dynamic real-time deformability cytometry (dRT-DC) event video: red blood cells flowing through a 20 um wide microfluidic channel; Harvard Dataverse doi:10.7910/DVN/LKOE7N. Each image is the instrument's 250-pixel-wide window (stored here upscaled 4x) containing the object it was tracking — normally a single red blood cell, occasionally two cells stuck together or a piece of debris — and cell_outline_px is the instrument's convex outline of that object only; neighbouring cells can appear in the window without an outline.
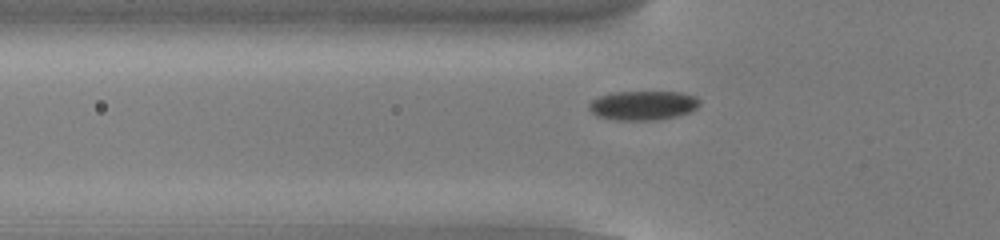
{"species": "common noctule bat (a hibernating species)", "species_latin": "Nyctalus noctula", "temperature_condition": "cold", "stored_images_in_passage": 45, "camera_frame_rate_fps": 3000, "um_per_image_px": 0.085, "animal": {"sex": "male", "body_mass_g": 13.0, "forearm_length_mm": 53.1}, "frame": {"image": 1, "passage_image": 9, "time_ms": 2.667, "image_size_px": [1000, 240], "cell_outline_px": [[700, 104], [692, 112], [676, 116], [656, 120], [616, 120], [596, 116], [588, 108], [588, 104], [592, 100], [600, 96], [616, 92], [680, 92], [696, 96], [700, 100]], "centroid_in_image_um": [54.67, 8.96], "position_along_channel_um": 71.1, "area_um2": 18.96}}
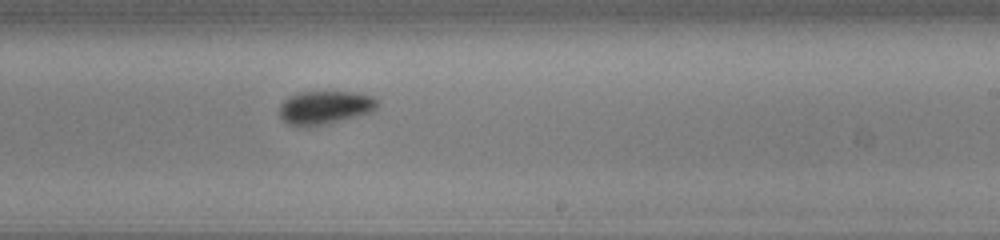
{"frame": {"image": 2, "passage_image": 24, "time_ms": 7.667, "image_size_px": [1000, 240], "cell_outline_px": [[380, 100], [376, 108], [372, 112], [328, 124], [308, 128], [304, 128], [288, 124], [280, 120], [280, 104], [288, 96], [300, 92], [352, 92], [372, 96]], "centroid_in_image_um": [27.59, 9.16], "position_along_channel_um": 261.4, "area_um2": 19.48}}
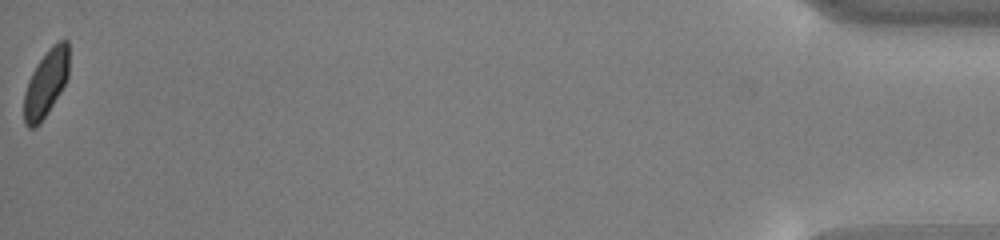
{"frame": {"image": 3, "passage_image": 45, "time_ms": 14.667, "image_size_px": [1000, 240], "cell_outline_px": [[68, 76], [64, 84], [48, 112], [40, 124], [32, 128], [28, 128], [24, 124], [24, 92], [28, 80], [36, 64], [48, 48], [52, 44], [60, 40], [68, 40]], "centroid_in_image_um": [3.88, 7.07], "position_along_channel_um": 431.3, "area_um2": 17.51}, "authors_computed_cell_mechanics": {"area_um2": 18.785, "velocity_mm_per_s": 3.8188, "shape_relaxation_time_tau1_ms": 2.3003, "shape_relaxation_time_tau2_ms": null, "deformation_change_tau1": 0.0813, "deformation_change_tau2": null}}